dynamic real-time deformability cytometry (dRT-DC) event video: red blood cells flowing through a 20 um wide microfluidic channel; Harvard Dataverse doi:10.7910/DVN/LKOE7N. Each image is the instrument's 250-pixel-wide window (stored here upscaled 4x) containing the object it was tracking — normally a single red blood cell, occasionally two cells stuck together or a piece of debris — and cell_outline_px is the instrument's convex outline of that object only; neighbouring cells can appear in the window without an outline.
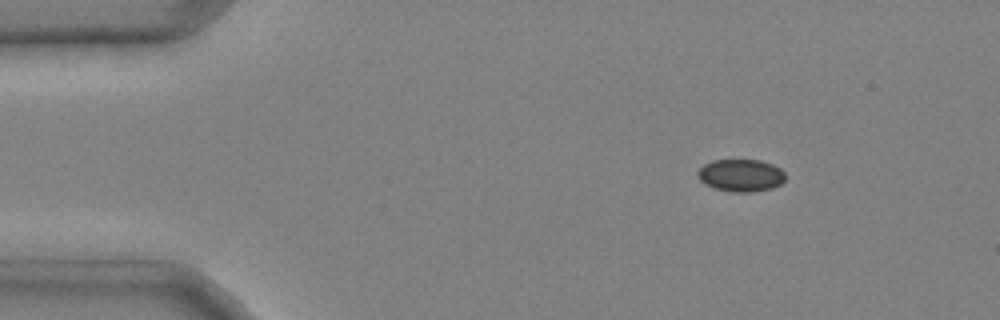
{"species": "common noctule bat (a hibernating species)", "species_latin": "Nyctalus noctula", "temperature_condition": "cold", "stored_images_in_passage": 42, "camera_frame_rate_fps": 3000, "um_per_image_px": 0.085, "animal": {"sex": "male", "body_mass_g": 20.4}, "frame": {"image": 1, "passage_image": 1, "time_ms": 0.0, "image_size_px": [1000, 320], "cell_outline_px": [[784, 180], [780, 184], [772, 188], [752, 192], [732, 192], [716, 188], [704, 184], [696, 176], [696, 172], [704, 164], [712, 160], [760, 160], [772, 164], [780, 168], [784, 172]], "centroid_in_image_um": [62.95, 14.9], "position_along_channel_um": 22.1, "area_um2": 16.59}}
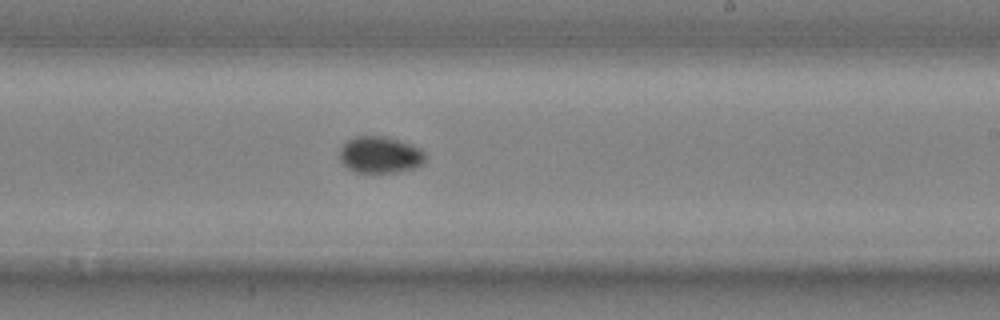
{"frame": {"image": 2, "passage_image": 24, "time_ms": 7.667, "image_size_px": [1000, 320], "cell_outline_px": [[424, 160], [420, 164], [412, 168], [400, 172], [356, 172], [348, 168], [340, 160], [340, 148], [348, 140], [356, 136], [384, 136], [420, 148], [424, 152]], "centroid_in_image_um": [32.27, 13.16], "position_along_channel_um": 256.7, "area_um2": 17.92}}
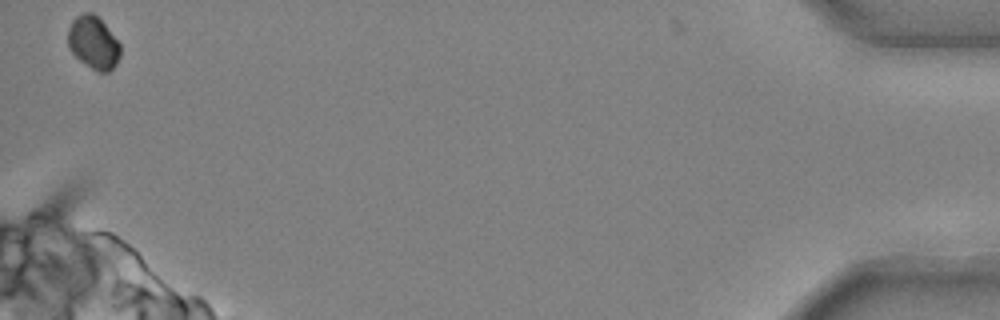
{"frame": {"image": 3, "passage_image": 42, "time_ms": 13.667, "image_size_px": [1000, 320], "cell_outline_px": [[120, 56], [116, 64], [108, 72], [100, 72], [92, 68], [80, 60], [68, 48], [68, 28], [72, 20], [76, 16], [84, 12], [92, 12], [104, 24], [120, 44]], "centroid_in_image_um": [7.92, 3.61], "position_along_channel_um": 427.3, "area_um2": 15.9}, "authors_computed_cell_mechanics": {"area_um2": 17.0221, "velocity_mm_per_s": 3.9875, "shape_relaxation_time_tau1_ms": 3.1688, "shape_relaxation_time_tau2_ms": null, "deformation_change_tau1": 0.0413, "deformation_change_tau2": null}}